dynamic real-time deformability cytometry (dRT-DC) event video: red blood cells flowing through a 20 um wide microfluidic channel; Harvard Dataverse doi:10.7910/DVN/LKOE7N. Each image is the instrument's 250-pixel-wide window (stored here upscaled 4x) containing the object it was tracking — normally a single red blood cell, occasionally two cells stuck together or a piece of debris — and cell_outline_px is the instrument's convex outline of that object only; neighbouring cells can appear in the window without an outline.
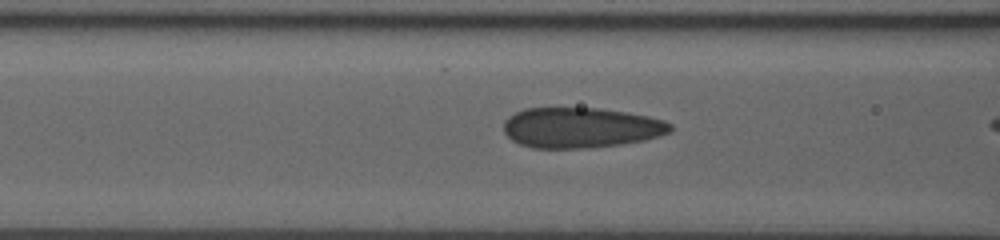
{"species": "human", "species_latin": "Homo sapiens", "temperature_condition": "room temperature", "stored_images_in_passage": 12, "camera_frame_rate_fps": 3000, "um_per_image_px": 0.085, "donor": {"sex": "male"}, "frame": {"image": 1, "passage_image": 10, "time_ms": 3.0, "image_size_px": [1000, 240], "cell_outline_px": [[672, 128], [668, 132], [644, 140], [620, 144], [588, 148], [532, 148], [520, 144], [512, 140], [504, 132], [504, 120], [508, 116], [524, 108], [600, 108], [628, 112], [648, 116], [664, 120], [672, 124]], "centroid_in_image_um": [49.34, 10.84], "position_along_channel_um": 117.3, "area_um2": 39.25}}